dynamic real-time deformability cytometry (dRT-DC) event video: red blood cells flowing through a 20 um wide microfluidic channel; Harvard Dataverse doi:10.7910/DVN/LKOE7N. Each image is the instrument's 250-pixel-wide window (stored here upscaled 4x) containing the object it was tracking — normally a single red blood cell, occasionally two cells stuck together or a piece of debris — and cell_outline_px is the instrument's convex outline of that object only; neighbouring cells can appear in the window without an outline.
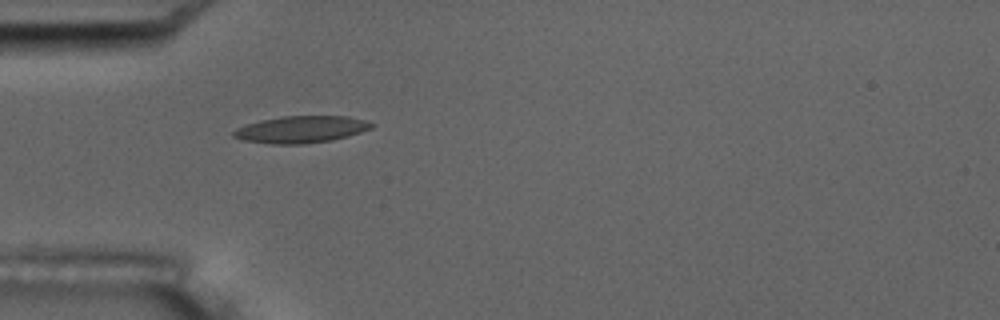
{"species": "common noctule bat (a hibernating species)", "species_latin": "Nyctalus noctula", "temperature_condition": "room temperature", "stored_images_in_passage": 3, "camera_frame_rate_fps": 3000, "um_per_image_px": 0.085, "animal": {"sex": "male", "body_mass_g": 17.5, "forearm_length_mm": 52.3}, "frame": {"image": 1, "passage_image": 3, "time_ms": 2.0, "image_size_px": [1000, 320], "cell_outline_px": [[376, 124], [372, 128], [348, 136], [332, 140], [304, 144], [272, 144], [244, 140], [232, 136], [232, 132], [236, 128], [244, 124], [260, 120], [280, 116], [348, 116], [364, 120]], "centroid_in_image_um": [25.57, 10.99], "position_along_channel_um": 59.4, "area_um2": 21.79}}